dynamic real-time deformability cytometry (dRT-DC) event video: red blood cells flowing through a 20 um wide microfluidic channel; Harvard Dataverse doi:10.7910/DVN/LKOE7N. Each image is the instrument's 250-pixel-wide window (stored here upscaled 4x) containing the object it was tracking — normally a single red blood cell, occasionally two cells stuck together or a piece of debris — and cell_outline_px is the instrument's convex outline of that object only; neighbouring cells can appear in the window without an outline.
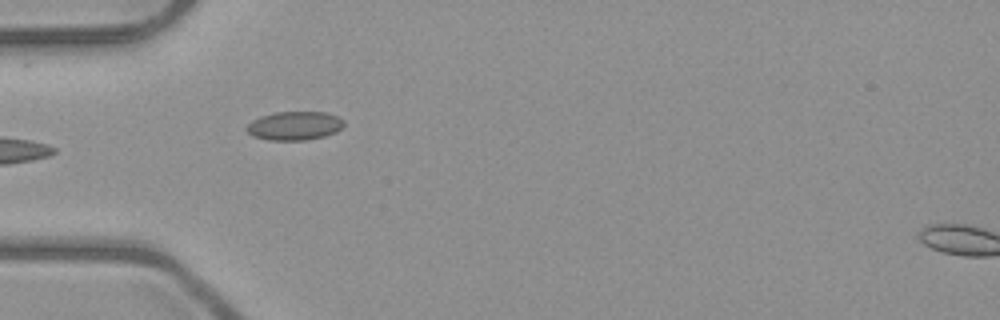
{"species": "common noctule bat (a hibernating species)", "species_latin": "Nyctalus noctula", "temperature_condition": "room temperature", "stored_images_in_passage": 8, "camera_frame_rate_fps": 3000, "um_per_image_px": 0.085, "animal": {"sex": "male", "body_mass_g": 23.1, "forearm_length_mm": 52.7}, "frame": {"image": 1, "passage_image": 6, "time_ms": 6.667, "image_size_px": [1000, 320], "cell_outline_px": [[344, 124], [336, 132], [324, 136], [304, 140], [268, 140], [252, 136], [244, 128], [252, 120], [260, 116], [276, 112], [324, 112], [336, 116], [344, 120]], "centroid_in_image_um": [25.0, 10.69], "position_along_channel_um": 60.0, "area_um2": 16.24}}
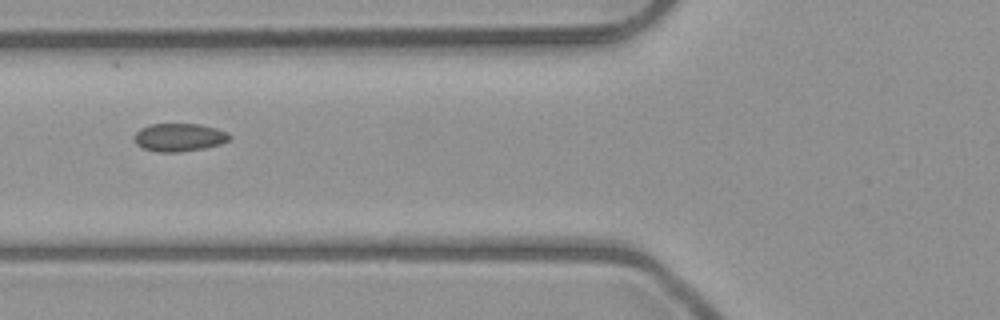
{"frame": {"image": 2, "passage_image": 7, "time_ms": 8.0, "image_size_px": [1000, 320], "cell_outline_px": [[232, 136], [228, 140], [220, 144], [204, 148], [180, 152], [156, 152], [144, 148], [136, 144], [136, 132], [140, 128], [152, 124], [200, 124], [216, 128], [228, 132]], "centroid_in_image_um": [15.26, 11.67], "position_along_channel_um": 110.5, "area_um2": 15.49}}
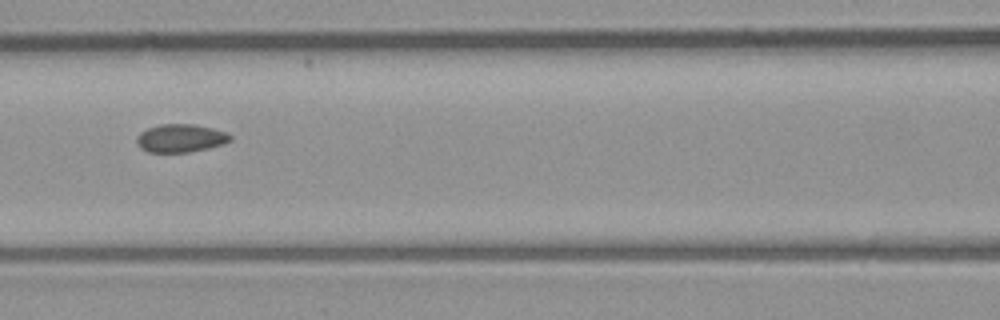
{"frame": {"image": 3, "passage_image": 8, "time_ms": 9.0, "image_size_px": [1000, 320], "cell_outline_px": [[232, 140], [208, 148], [188, 152], [148, 152], [140, 148], [136, 140], [136, 136], [140, 132], [148, 128], [160, 124], [196, 124], [232, 128]], "centroid_in_image_um": [15.49, 11.7], "position_along_channel_um": 151.1, "area_um2": 16.07}}